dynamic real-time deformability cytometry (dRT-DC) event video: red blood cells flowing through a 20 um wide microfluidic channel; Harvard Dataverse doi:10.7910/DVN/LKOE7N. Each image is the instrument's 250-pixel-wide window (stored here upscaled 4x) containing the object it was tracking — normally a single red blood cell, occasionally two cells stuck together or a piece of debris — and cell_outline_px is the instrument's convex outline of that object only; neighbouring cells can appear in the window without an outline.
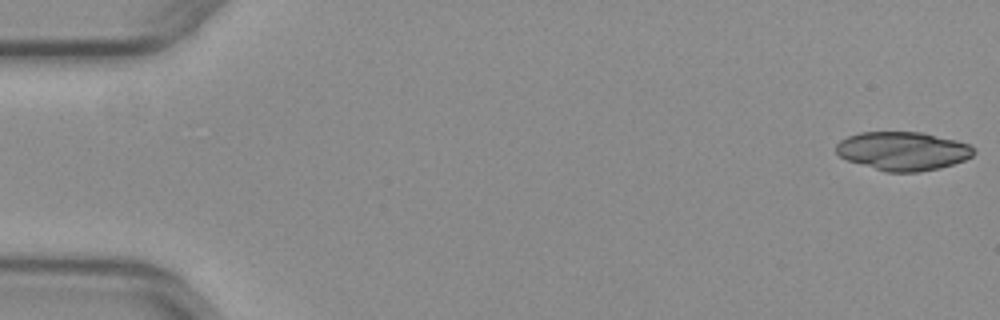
{"species": "common noctule bat (a hibernating species)", "species_latin": "Nyctalus noctula", "temperature_condition": "warm", "stored_images_in_passage": 52, "camera_frame_rate_fps": 3000, "um_per_image_px": 0.085, "animal": {"sex": "female", "body_mass_g": 29.2, "forearm_length_mm": 56.3}, "frame": {"image": 1, "passage_image": 1, "time_ms": 0.0, "image_size_px": [1000, 320], "cell_outline_px": [[976, 152], [972, 156], [964, 160], [940, 168], [920, 172], [884, 172], [848, 160], [840, 156], [836, 152], [836, 144], [840, 140], [848, 136], [860, 132], [924, 132], [956, 140], [968, 144]], "centroid_in_image_um": [76.74, 12.83], "position_along_channel_um": 8.3, "area_um2": 31.04}}
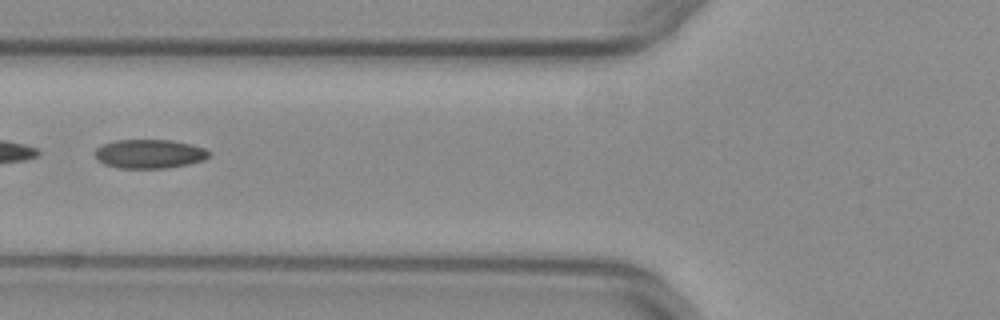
{"frame": {"image": 2, "passage_image": 21, "time_ms": 6.667, "image_size_px": [1000, 320], "cell_outline_px": [[212, 156], [204, 160], [188, 164], [168, 168], [116, 168], [104, 164], [96, 156], [96, 148], [104, 144], [116, 140], [172, 140], [204, 148], [212, 152]], "centroid_in_image_um": [12.75, 13.08], "position_along_channel_um": 113.0, "area_um2": 19.25}}
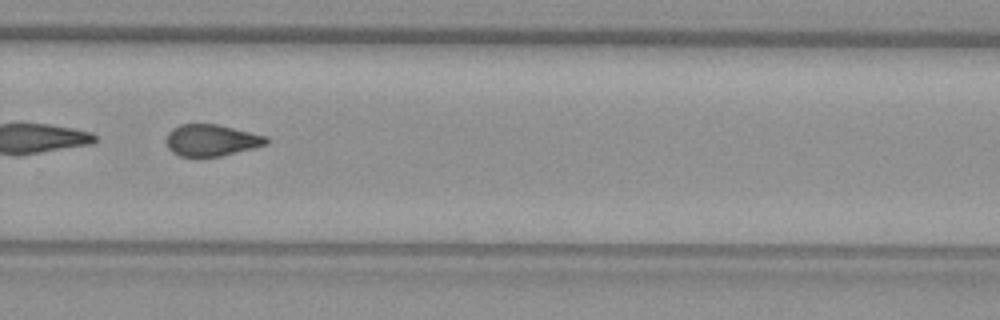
{"frame": {"image": 3, "passage_image": 36, "time_ms": 11.667, "image_size_px": [1000, 320], "cell_outline_px": [[268, 144], [220, 156], [180, 156], [172, 152], [168, 148], [168, 132], [172, 128], [180, 124], [216, 124], [268, 136]], "centroid_in_image_um": [17.98, 11.91], "position_along_channel_um": 311.8, "area_um2": 18.21}, "authors_computed_cell_mechanics": {"area_um2": 20.6924, "velocity_mm_per_s": 3.9803, "shape_relaxation_time_tau1_ms": null, "shape_relaxation_time_tau2_ms": 2.8044, "deformation_change_tau1": null, "deformation_change_tau2": 0.0969}}